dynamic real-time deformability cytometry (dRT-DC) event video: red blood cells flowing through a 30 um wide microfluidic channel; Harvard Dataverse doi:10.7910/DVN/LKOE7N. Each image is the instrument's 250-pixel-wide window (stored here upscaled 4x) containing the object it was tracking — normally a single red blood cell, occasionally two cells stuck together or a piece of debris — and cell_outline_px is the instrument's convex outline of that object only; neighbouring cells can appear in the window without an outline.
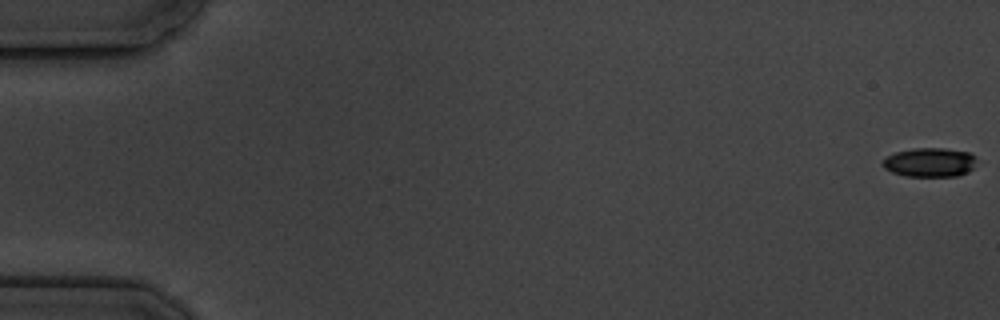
{"species": "common noctule bat (a hibernating species)", "species_latin": "Nyctalus noctula", "temperature_condition": "cold", "stored_images_in_passage": 5, "camera_frame_rate_fps": 3000, "um_per_image_px": 0.085, "animal": {"sex": "male", "body_mass_g": 19.5, "forearm_length_mm": 54.6}, "frame": {"image": 1, "passage_image": 1, "time_ms": 0.0, "image_size_px": [1000, 320], "cell_outline_px": [[976, 160], [972, 168], [968, 172], [956, 176], [904, 176], [892, 172], [884, 168], [880, 164], [888, 156], [896, 152], [912, 148], [944, 148], [972, 152], [976, 156]], "centroid_in_image_um": [79.04, 13.79], "position_along_channel_um": 6.0, "area_um2": 16.07}}
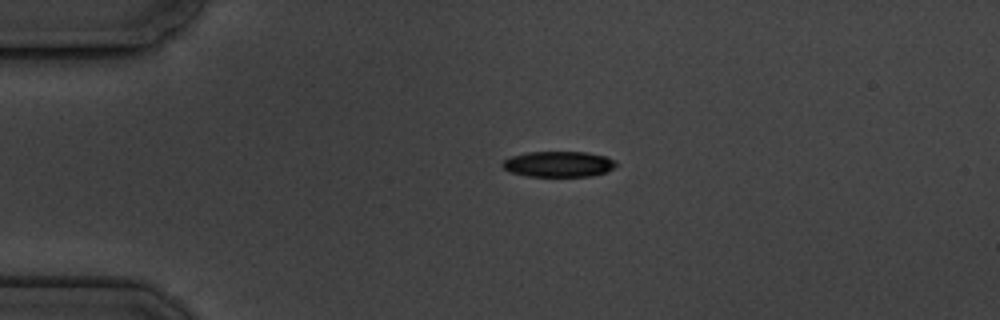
{"frame": {"image": 2, "passage_image": 4, "time_ms": 4.333, "image_size_px": [1000, 320], "cell_outline_px": [[616, 164], [608, 172], [592, 176], [528, 176], [512, 172], [504, 168], [500, 164], [504, 160], [512, 156], [528, 152], [588, 152], [608, 156], [616, 160]], "centroid_in_image_um": [47.53, 13.94], "position_along_channel_um": 37.5, "area_um2": 17.05}}